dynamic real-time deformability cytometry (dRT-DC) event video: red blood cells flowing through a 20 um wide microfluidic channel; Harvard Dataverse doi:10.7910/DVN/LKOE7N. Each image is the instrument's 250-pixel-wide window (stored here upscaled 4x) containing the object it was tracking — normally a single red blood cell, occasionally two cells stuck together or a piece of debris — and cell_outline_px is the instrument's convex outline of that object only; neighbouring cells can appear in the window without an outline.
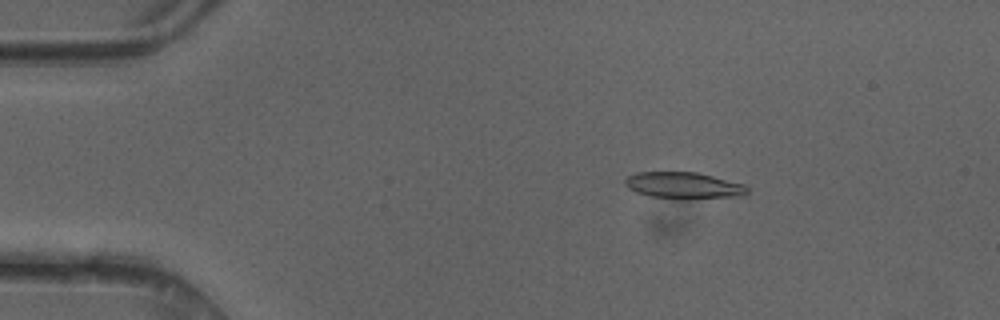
{"species": "common noctule bat (a hibernating species)", "species_latin": "Nyctalus noctula", "temperature_condition": "cold", "stored_images_in_passage": 45, "camera_frame_rate_fps": 3000, "um_per_image_px": 0.085, "animal": {"sex": "female"}, "frame": {"image": 1, "passage_image": 4, "time_ms": 1.0, "image_size_px": [1000, 320], "cell_outline_px": [[748, 192], [740, 196], [680, 200], [652, 196], [636, 192], [628, 188], [624, 184], [624, 180], [628, 176], [636, 172], [696, 172], [744, 184], [748, 188]], "centroid_in_image_um": [58.09, 15.77], "position_along_channel_um": 26.9, "area_um2": 19.02}}
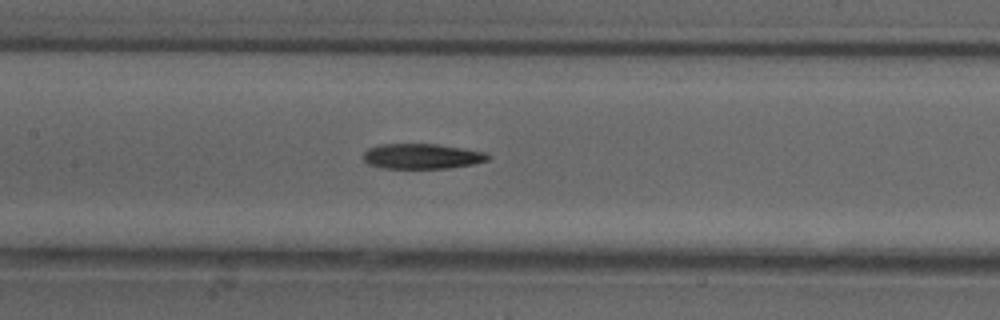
{"frame": {"image": 2, "passage_image": 19, "time_ms": 6.0, "image_size_px": [1000, 320], "cell_outline_px": [[492, 156], [488, 160], [472, 164], [448, 168], [380, 168], [368, 164], [364, 160], [364, 152], [368, 148], [380, 144], [436, 144], [464, 148], [484, 152]], "centroid_in_image_um": [35.86, 13.28], "position_along_channel_um": 171.5, "area_um2": 18.32}}
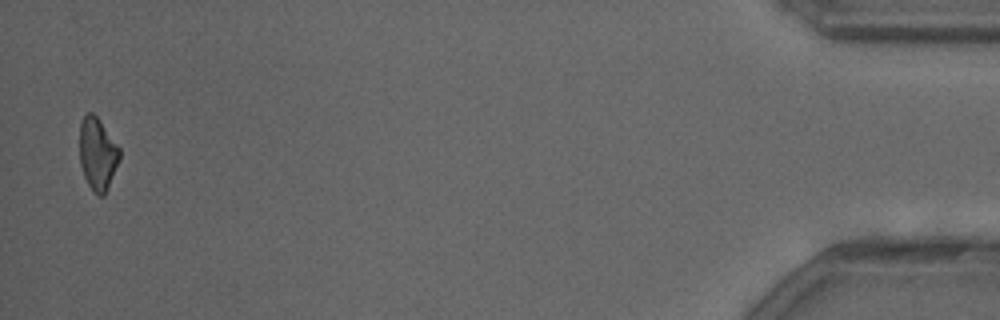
{"frame": {"image": 3, "passage_image": 44, "time_ms": 14.333, "image_size_px": [1000, 320], "cell_outline_px": [[120, 160], [104, 196], [100, 196], [92, 192], [84, 176], [80, 164], [80, 120], [88, 112], [92, 112], [100, 120], [120, 148]], "centroid_in_image_um": [8.29, 13.08], "position_along_channel_um": 426.9, "area_um2": 16.99}, "authors_computed_cell_mechanics": {"area_um2": 18.6694, "velocity_mm_per_s": 4.1837, "shape_relaxation_time_tau1_ms": 5.6644, "shape_relaxation_time_tau2_ms": null, "deformation_change_tau1": 0.1344, "deformation_change_tau2": null}}